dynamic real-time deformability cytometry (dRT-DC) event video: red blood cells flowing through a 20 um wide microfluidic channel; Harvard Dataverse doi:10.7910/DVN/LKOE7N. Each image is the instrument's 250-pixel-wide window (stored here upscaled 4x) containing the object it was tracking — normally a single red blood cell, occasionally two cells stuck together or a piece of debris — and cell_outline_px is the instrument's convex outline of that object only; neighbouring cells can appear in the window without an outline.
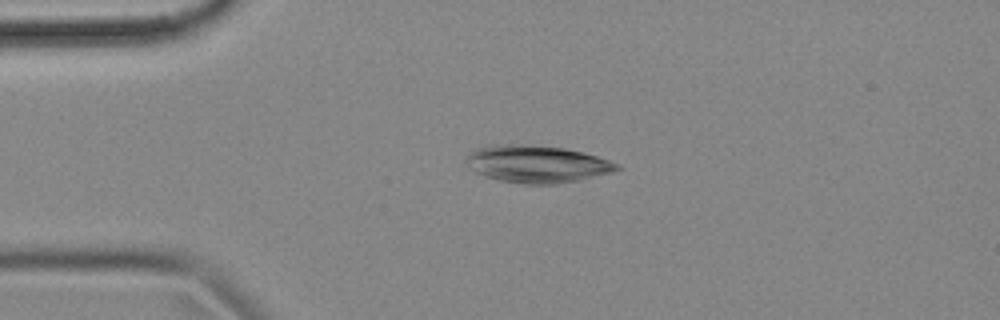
{"species": "common noctule bat (a hibernating species)", "species_latin": "Nyctalus noctula", "temperature_condition": "cold", "stored_images_in_passage": 43, "camera_frame_rate_fps": 3000, "um_per_image_px": 0.085, "animal": {"sex": "female", "body_mass_g": 18.4}, "frame": {"image": 1, "passage_image": 7, "time_ms": 2.0, "image_size_px": [1000, 320], "cell_outline_px": [[624, 168], [580, 180], [556, 184], [524, 184], [500, 180], [476, 172], [468, 164], [468, 152], [476, 148], [488, 144], [520, 144], [564, 148], [584, 152], [620, 164]], "centroid_in_image_um": [45.66, 13.93], "position_along_channel_um": 39.3, "area_um2": 32.6}}
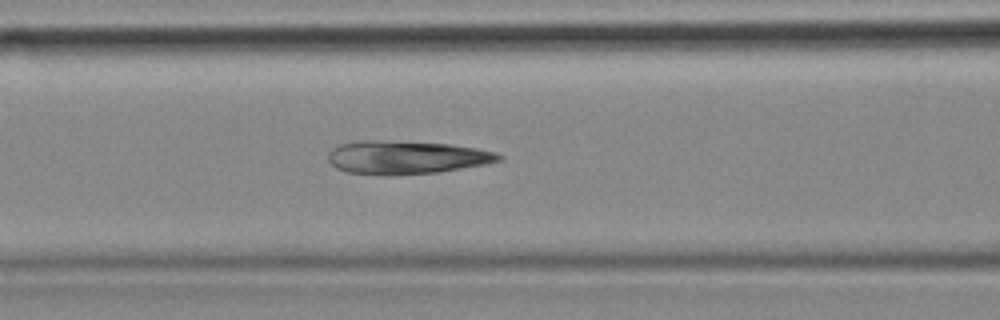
{"frame": {"image": 2, "passage_image": 17, "time_ms": 5.333, "image_size_px": [1000, 320], "cell_outline_px": [[504, 156], [500, 160], [484, 164], [436, 172], [348, 172], [336, 168], [328, 160], [328, 152], [332, 148], [340, 144], [364, 140], [384, 140], [448, 144], [476, 148], [496, 152]], "centroid_in_image_um": [34.54, 13.32], "position_along_channel_um": 132.1, "area_um2": 31.73}}
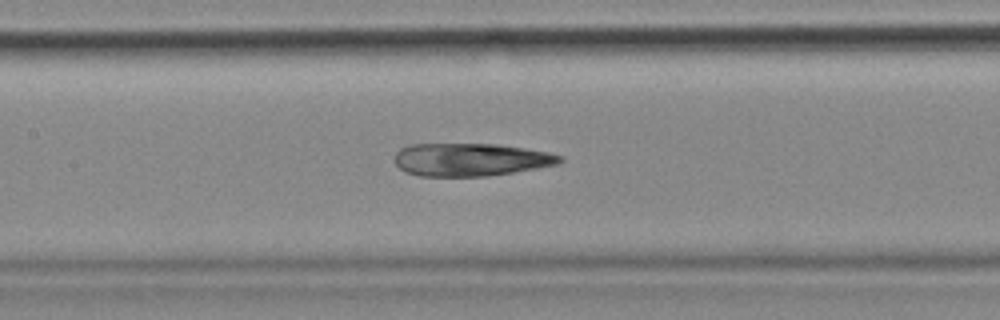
{"frame": {"image": 3, "passage_image": 20, "time_ms": 6.333, "image_size_px": [1000, 320], "cell_outline_px": [[564, 160], [560, 164], [512, 172], [484, 176], [420, 176], [404, 172], [396, 164], [396, 152], [400, 148], [412, 144], [496, 144], [524, 148], [548, 152], [564, 156]], "centroid_in_image_um": [40.02, 13.56], "position_along_channel_um": 167.4, "area_um2": 31.62}}